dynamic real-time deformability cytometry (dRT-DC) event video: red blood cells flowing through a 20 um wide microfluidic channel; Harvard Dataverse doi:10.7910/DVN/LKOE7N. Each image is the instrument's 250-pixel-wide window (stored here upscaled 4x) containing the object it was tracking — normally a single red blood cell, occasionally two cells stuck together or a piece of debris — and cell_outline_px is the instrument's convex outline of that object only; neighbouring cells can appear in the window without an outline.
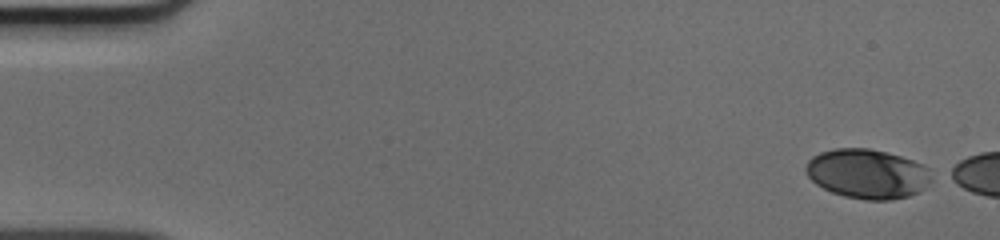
{"species": "human", "species_latin": "Homo sapiens", "temperature_condition": "cold", "stored_images_in_passage": 6, "camera_frame_rate_fps": 3000, "um_per_image_px": 0.085, "donor": {"sex": "male"}, "frame": {"image": 1, "passage_image": 1, "time_ms": 0.0, "image_size_px": [1000, 240], "cell_outline_px": [[936, 176], [924, 188], [908, 196], [888, 200], [864, 200], [844, 196], [832, 192], [816, 184], [804, 172], [804, 168], [808, 160], [812, 156], [820, 152], [836, 148], [868, 148], [900, 156], [912, 160], [928, 168]], "centroid_in_image_um": [73.72, 14.77], "position_along_channel_um": 11.3, "area_um2": 36.36}}